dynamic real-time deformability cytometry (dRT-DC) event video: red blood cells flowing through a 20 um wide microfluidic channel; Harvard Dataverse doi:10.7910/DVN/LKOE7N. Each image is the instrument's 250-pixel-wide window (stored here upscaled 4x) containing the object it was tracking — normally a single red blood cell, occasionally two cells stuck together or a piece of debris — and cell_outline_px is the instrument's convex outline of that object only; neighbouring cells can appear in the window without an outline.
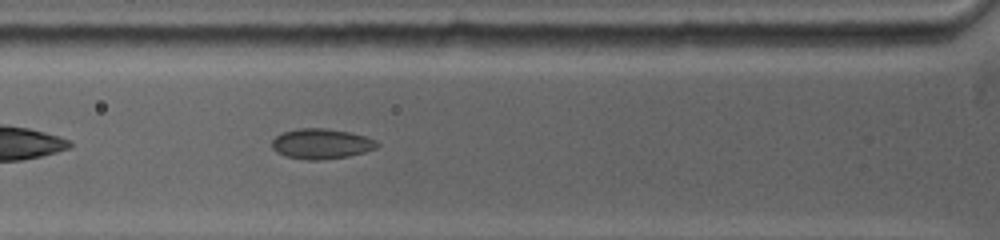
{"species": "common noctule bat (a hibernating species)", "species_latin": "Nyctalus noctula", "temperature_condition": "warm", "stored_images_in_passage": 4, "camera_frame_rate_fps": 5000, "um_per_image_px": 0.085, "animal": {"sex": "female", "body_mass_g": 19.0, "forearm_length_mm": 53.3}, "frame": {"image": 1, "passage_image": 4, "time_ms": 2.2, "image_size_px": [1000, 240], "cell_outline_px": [[380, 144], [376, 148], [364, 152], [348, 156], [320, 160], [304, 160], [284, 156], [276, 152], [272, 148], [272, 140], [276, 136], [284, 132], [296, 128], [324, 128], [348, 132], [364, 136], [376, 140]], "centroid_in_image_um": [27.28, 12.23], "position_along_channel_um": 98.5, "area_um2": 18.55}}